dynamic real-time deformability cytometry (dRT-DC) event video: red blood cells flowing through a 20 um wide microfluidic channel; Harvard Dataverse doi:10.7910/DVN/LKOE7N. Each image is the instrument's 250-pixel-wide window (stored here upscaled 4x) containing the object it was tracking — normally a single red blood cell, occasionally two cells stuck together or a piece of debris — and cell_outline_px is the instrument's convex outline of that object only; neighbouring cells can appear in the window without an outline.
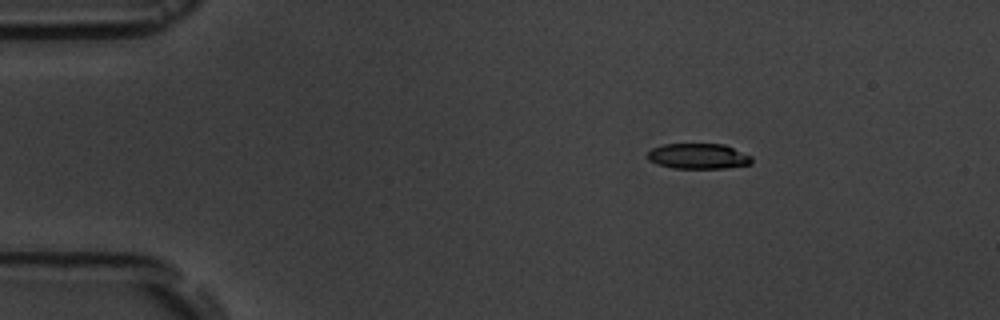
{"species": "common noctule bat (a hibernating species)", "species_latin": "Nyctalus noctula", "temperature_condition": "room temperature", "stored_images_in_passage": 5, "camera_frame_rate_fps": 3000, "um_per_image_px": 0.085, "animal": {"sex": "male", "body_mass_g": 19.5, "forearm_length_mm": 54.6}, "frame": {"image": 1, "passage_image": 2, "time_ms": 1.333, "image_size_px": [1000, 320], "cell_outline_px": [[752, 164], [724, 168], [672, 168], [656, 164], [648, 160], [648, 152], [652, 148], [664, 144], [724, 144], [752, 156]], "centroid_in_image_um": [59.35, 13.28], "position_along_channel_um": 25.6, "area_um2": 15.49}}
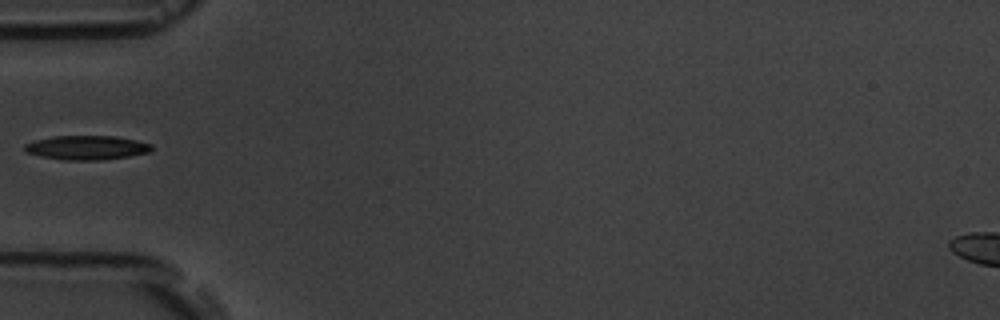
{"frame": {"image": 2, "passage_image": 5, "time_ms": 4.667, "image_size_px": [1000, 320], "cell_outline_px": [[152, 152], [128, 156], [100, 160], [64, 160], [40, 156], [24, 152], [24, 144], [36, 140], [52, 136], [116, 136], [136, 140], [152, 144]], "centroid_in_image_um": [7.36, 12.55], "position_along_channel_um": 77.6, "area_um2": 17.98}}